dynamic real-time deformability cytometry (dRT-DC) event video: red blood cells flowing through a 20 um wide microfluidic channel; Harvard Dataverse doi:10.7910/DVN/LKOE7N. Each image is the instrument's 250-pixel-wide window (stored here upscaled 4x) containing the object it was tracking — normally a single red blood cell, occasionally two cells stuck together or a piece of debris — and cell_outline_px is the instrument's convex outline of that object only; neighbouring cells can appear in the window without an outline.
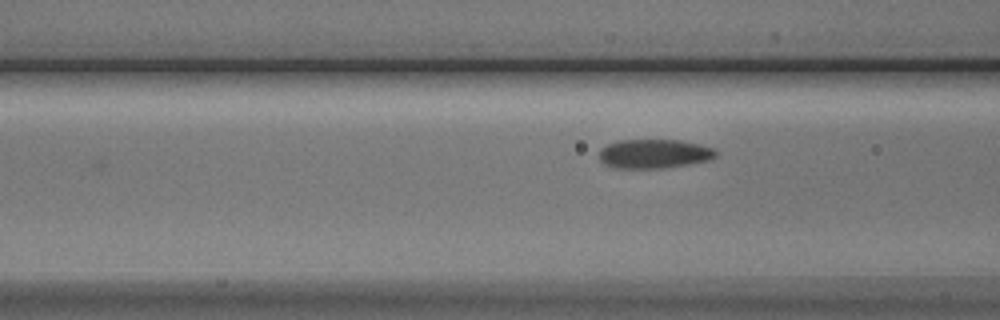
{"species": "Egyptian fruit bat (a non-hibernating species)", "species_latin": "Rousettus aegyptiacus", "temperature_condition": "cold", "stored_images_in_passage": 3, "camera_frame_rate_fps": 3000, "um_per_image_px": 0.085, "animal": {"sex": "male"}, "frame": {"image": 1, "passage_image": 3, "time_ms": 2.333, "image_size_px": [1000, 320], "cell_outline_px": [[720, 152], [716, 156], [708, 160], [688, 164], [664, 168], [612, 168], [604, 164], [600, 160], [600, 148], [608, 144], [620, 140], [680, 140], [700, 144], [716, 148]], "centroid_in_image_um": [55.63, 13.07], "position_along_channel_um": 111.0, "area_um2": 20.0}}